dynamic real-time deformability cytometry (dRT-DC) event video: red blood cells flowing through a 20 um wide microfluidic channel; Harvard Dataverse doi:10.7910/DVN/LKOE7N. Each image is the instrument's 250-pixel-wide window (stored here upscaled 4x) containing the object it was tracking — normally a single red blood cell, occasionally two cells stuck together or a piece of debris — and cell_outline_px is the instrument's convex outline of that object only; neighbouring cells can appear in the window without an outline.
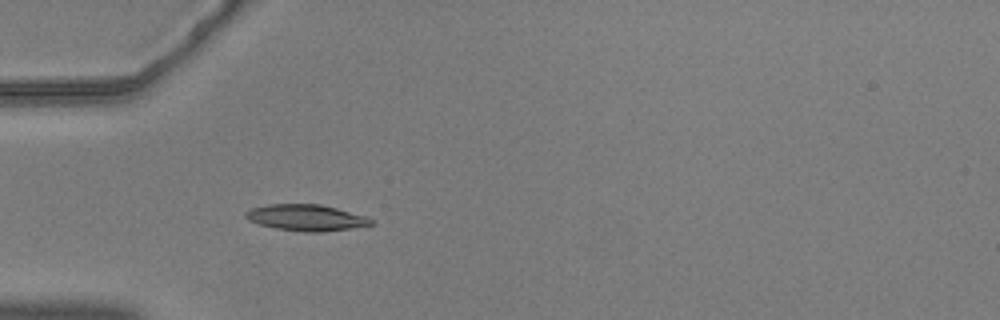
{"species": "common noctule bat (a hibernating species)", "species_latin": "Nyctalus noctula", "temperature_condition": "warm", "stored_images_in_passage": 23, "camera_frame_rate_fps": 3000, "um_per_image_px": 0.085, "animal": {"sex": "male", "body_mass_g": 20.5, "forearm_length_mm": 52.5}, "frame": {"image": 1, "passage_image": 1, "time_ms": 0.0, "image_size_px": [1000, 320], "cell_outline_px": [[376, 224], [320, 232], [304, 232], [276, 228], [260, 224], [248, 220], [244, 216], [244, 212], [252, 208], [268, 204], [320, 204], [336, 208], [364, 216], [372, 220]], "centroid_in_image_um": [25.98, 18.49], "position_along_channel_um": 59.0, "area_um2": 18.96}}
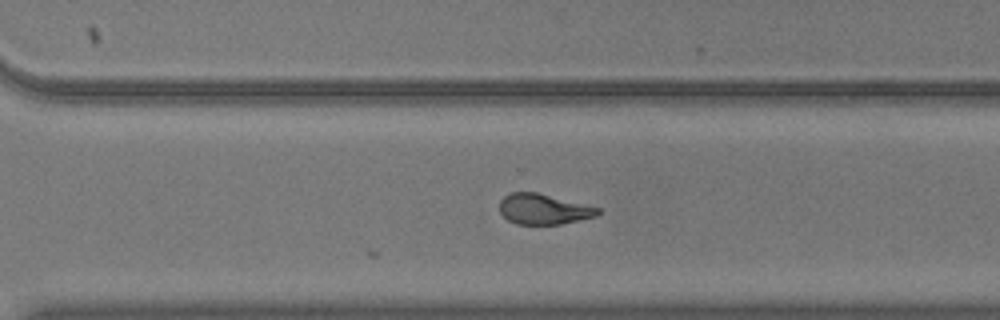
{"frame": {"image": 2, "passage_image": 23, "time_ms": 7.333, "image_size_px": [1000, 320], "cell_outline_px": [[600, 212], [596, 216], [560, 224], [516, 224], [508, 220], [500, 212], [500, 200], [504, 196], [512, 192], [536, 192], [600, 208]], "centroid_in_image_um": [46.18, 17.78], "position_along_channel_um": 324.4, "area_um2": 17.22}}